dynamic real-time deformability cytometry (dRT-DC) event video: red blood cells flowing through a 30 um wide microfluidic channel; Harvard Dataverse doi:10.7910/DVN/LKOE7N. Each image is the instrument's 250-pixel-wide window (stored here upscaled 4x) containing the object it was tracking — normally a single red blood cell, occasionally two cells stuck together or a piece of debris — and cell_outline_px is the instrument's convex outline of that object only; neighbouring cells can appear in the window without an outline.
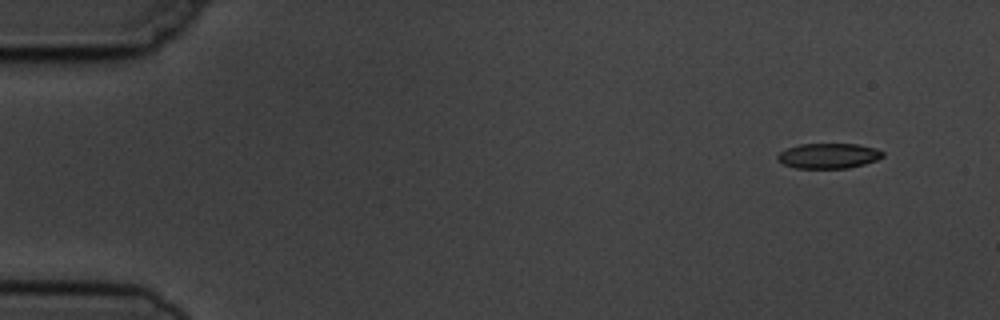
{"species": "common noctule bat (a hibernating species)", "species_latin": "Nyctalus noctula", "temperature_condition": "cold", "stored_images_in_passage": 5, "camera_frame_rate_fps": 3000, "um_per_image_px": 0.085, "animal": {"sex": "male", "body_mass_g": 19.5, "forearm_length_mm": 54.6}, "frame": {"image": 1, "passage_image": 2, "time_ms": 1.0, "image_size_px": [1000, 320], "cell_outline_px": [[884, 156], [876, 160], [864, 164], [848, 168], [796, 168], [784, 164], [776, 156], [780, 152], [788, 148], [800, 144], [856, 144], [876, 148], [884, 152]], "centroid_in_image_um": [70.45, 13.24], "position_along_channel_um": 14.5, "area_um2": 15.32}}
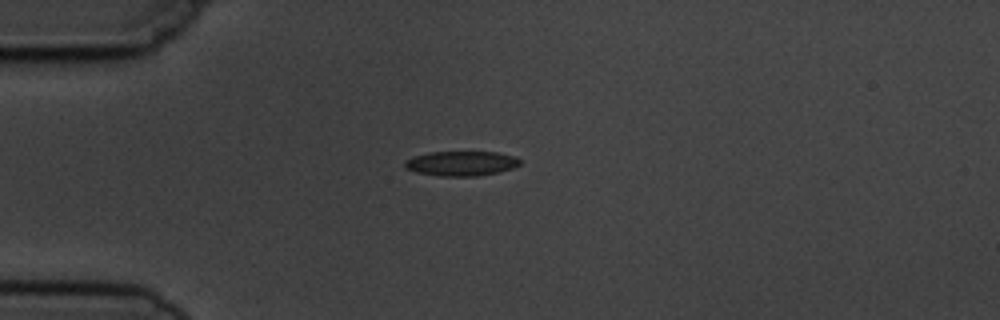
{"frame": {"image": 2, "passage_image": 5, "time_ms": 4.333, "image_size_px": [1000, 320], "cell_outline_px": [[520, 164], [512, 168], [496, 172], [476, 176], [440, 176], [416, 172], [404, 168], [404, 160], [412, 156], [428, 152], [496, 152], [516, 156], [520, 160]], "centroid_in_image_um": [39.15, 13.88], "position_along_channel_um": 45.8, "area_um2": 16.65}}